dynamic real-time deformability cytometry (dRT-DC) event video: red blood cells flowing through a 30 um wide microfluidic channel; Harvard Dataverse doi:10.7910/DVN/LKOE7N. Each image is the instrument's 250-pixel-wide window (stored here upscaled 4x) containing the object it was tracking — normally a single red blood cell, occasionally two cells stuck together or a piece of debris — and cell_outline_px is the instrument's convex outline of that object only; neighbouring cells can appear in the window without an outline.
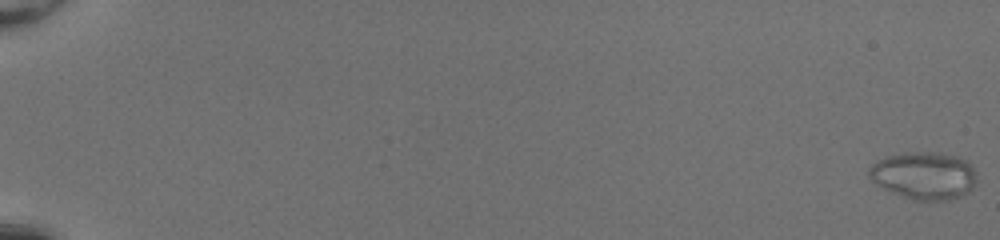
{"species": "common noctule bat (a hibernating species)", "species_latin": "Nyctalus noctula", "temperature_condition": "room temperature", "stored_images_in_passage": 54, "camera_frame_rate_fps": 3000, "um_per_image_px": 0.085, "animal": {"sex": "female", "body_mass_g": 20.0, "forearm_length_mm": 54.0}, "frame": {"image": 1, "passage_image": 1, "time_ms": 0.0, "image_size_px": [1000, 240], "cell_outline_px": [[976, 180], [972, 188], [968, 192], [960, 196], [948, 200], [912, 200], [892, 192], [876, 184], [868, 176], [868, 168], [876, 160], [884, 156], [904, 152], [940, 152], [956, 156], [968, 160], [976, 172]], "centroid_in_image_um": [78.53, 14.9], "position_along_channel_um": 6.5, "area_um2": 30.17}}
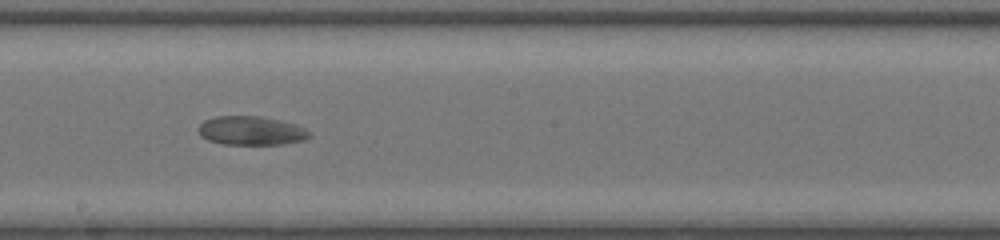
{"frame": {"image": 2, "passage_image": 34, "time_ms": 11.0, "image_size_px": [1000, 240], "cell_outline_px": [[312, 136], [304, 140], [284, 144], [224, 144], [208, 140], [200, 136], [200, 124], [204, 120], [216, 116], [260, 116], [280, 120], [296, 124], [312, 132]], "centroid_in_image_um": [21.4, 11.1], "position_along_channel_um": 226.8, "area_um2": 18.73}}
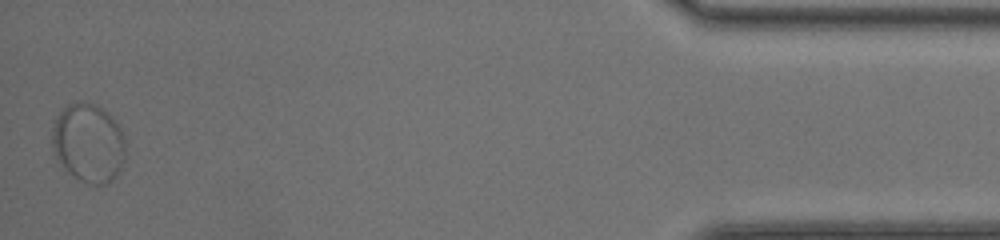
{"frame": {"image": 3, "passage_image": 54, "time_ms": 17.667, "image_size_px": [1000, 240], "cell_outline_px": [[124, 160], [116, 176], [108, 184], [88, 184], [80, 180], [68, 172], [64, 168], [52, 152], [52, 128], [56, 116], [68, 104], [80, 100], [96, 104], [104, 108], [120, 124], [124, 136]], "centroid_in_image_um": [7.52, 12.12], "position_along_channel_um": 427.7, "area_um2": 34.28}}